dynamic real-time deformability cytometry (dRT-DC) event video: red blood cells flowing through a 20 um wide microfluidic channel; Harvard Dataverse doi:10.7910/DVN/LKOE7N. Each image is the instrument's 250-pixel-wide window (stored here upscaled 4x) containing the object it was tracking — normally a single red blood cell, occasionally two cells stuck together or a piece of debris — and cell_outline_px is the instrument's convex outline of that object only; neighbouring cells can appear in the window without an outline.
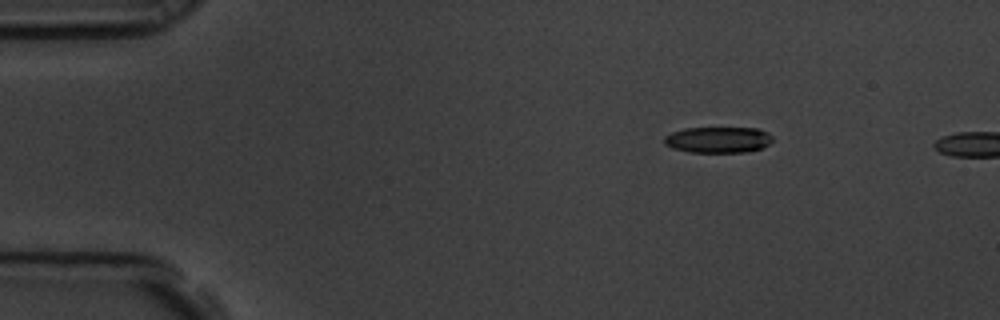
{"species": "common noctule bat (a hibernating species)", "species_latin": "Nyctalus noctula", "temperature_condition": "room temperature", "stored_images_in_passage": 2, "camera_frame_rate_fps": 3000, "um_per_image_px": 0.085, "animal": {"sex": "male", "body_mass_g": 19.5, "forearm_length_mm": 54.6}, "frame": {"image": 1, "passage_image": 1, "time_ms": 0.0, "image_size_px": [1000, 320], "cell_outline_px": [[772, 140], [768, 144], [760, 148], [748, 152], [688, 152], [672, 148], [664, 144], [664, 136], [672, 132], [684, 128], [760, 128], [768, 132], [772, 136]], "centroid_in_image_um": [61.03, 11.88], "position_along_channel_um": 24.0, "area_um2": 16.53}}